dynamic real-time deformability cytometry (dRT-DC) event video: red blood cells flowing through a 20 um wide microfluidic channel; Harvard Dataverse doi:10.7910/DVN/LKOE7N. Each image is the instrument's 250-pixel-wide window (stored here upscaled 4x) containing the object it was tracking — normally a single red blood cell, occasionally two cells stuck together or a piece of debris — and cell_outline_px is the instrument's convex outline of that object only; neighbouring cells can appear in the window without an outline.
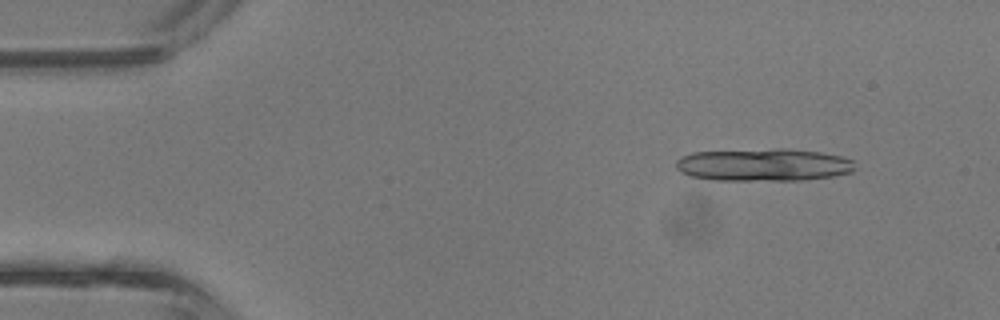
{"species": "common noctule bat (a hibernating species)", "species_latin": "Nyctalus noctula", "temperature_condition": "room temperature", "stored_images_in_passage": 5, "camera_frame_rate_fps": 3000, "um_per_image_px": 0.085, "animal": {"sex": "male", "body_mass_g": 13.3}, "frame": {"image": 1, "passage_image": 2, "time_ms": 0.333, "image_size_px": [1000, 320], "cell_outline_px": [[856, 168], [852, 172], [832, 176], [800, 180], [712, 180], [692, 176], [680, 172], [676, 168], [676, 160], [680, 156], [692, 152], [776, 148], [784, 148], [820, 152], [840, 156], [852, 160]], "centroid_in_image_um": [64.87, 14.0], "position_along_channel_um": 20.1, "area_um2": 34.16}}